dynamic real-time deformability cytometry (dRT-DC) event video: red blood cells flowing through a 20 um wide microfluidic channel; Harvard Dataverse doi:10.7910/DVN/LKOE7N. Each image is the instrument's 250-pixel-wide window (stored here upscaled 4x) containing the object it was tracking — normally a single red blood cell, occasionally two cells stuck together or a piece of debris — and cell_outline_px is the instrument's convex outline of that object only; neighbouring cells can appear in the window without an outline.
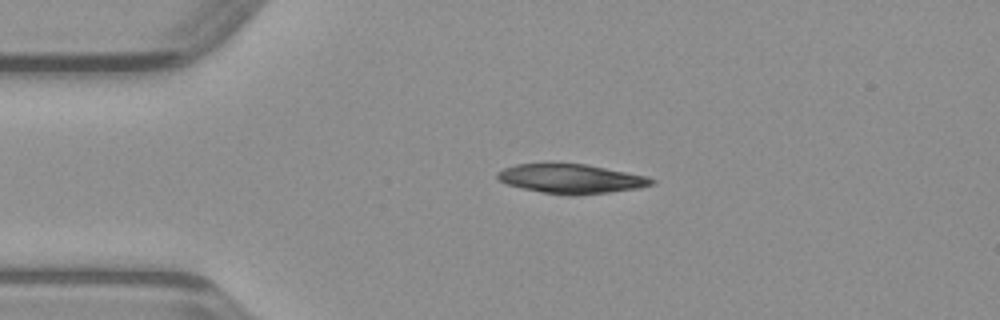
{"species": "common noctule bat (a hibernating species)", "species_latin": "Nyctalus noctula", "temperature_condition": "warm", "stored_images_in_passage": 38, "camera_frame_rate_fps": 3000, "um_per_image_px": 0.085, "animal": {"sex": "male", "body_mass_g": 23.1, "forearm_length_mm": 52.7}, "frame": {"image": 1, "passage_image": 1, "time_ms": 0.0, "image_size_px": [1000, 320], "cell_outline_px": [[656, 180], [652, 184], [640, 188], [576, 196], [568, 196], [540, 192], [508, 184], [500, 180], [496, 176], [496, 172], [504, 168], [516, 164], [588, 164], [648, 176]], "centroid_in_image_um": [48.58, 15.2], "position_along_channel_um": 36.4, "area_um2": 26.36}}
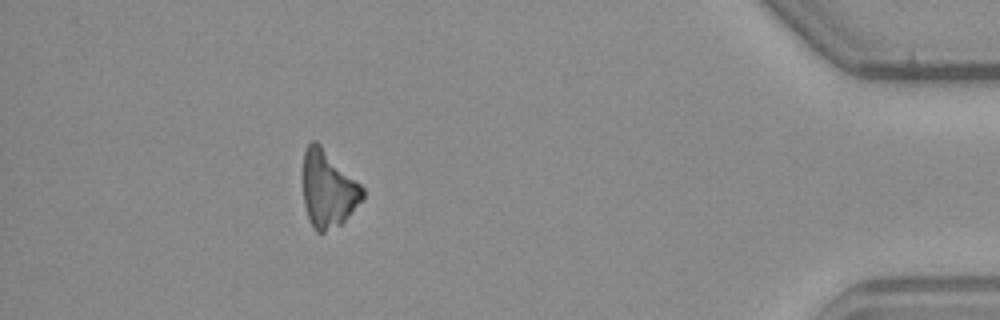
{"frame": {"image": 2, "passage_image": 33, "time_ms": 10.667, "image_size_px": [1000, 320], "cell_outline_px": [[364, 200], [340, 224], [324, 232], [316, 232], [312, 228], [304, 204], [304, 152], [308, 144], [312, 140], [316, 140], [364, 188]], "centroid_in_image_um": [27.9, 16.08], "position_along_channel_um": 407.3, "area_um2": 26.36}}